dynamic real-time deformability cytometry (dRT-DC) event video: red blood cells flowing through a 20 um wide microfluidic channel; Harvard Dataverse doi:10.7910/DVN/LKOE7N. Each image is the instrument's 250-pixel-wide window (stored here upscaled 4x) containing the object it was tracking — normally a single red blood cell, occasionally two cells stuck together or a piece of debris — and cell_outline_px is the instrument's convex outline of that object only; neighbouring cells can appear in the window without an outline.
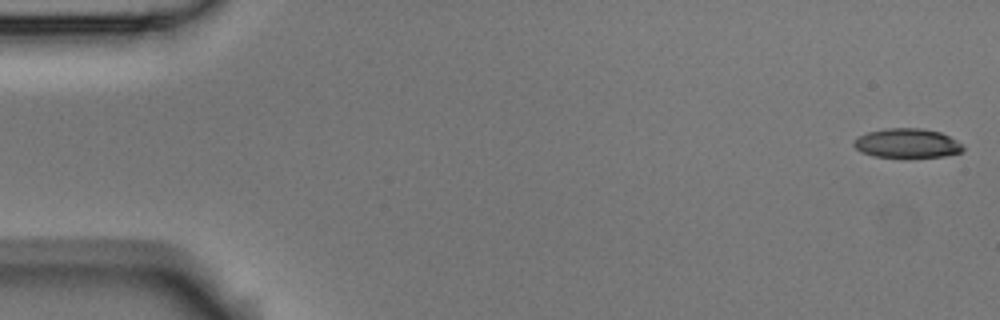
{"species": "Egyptian fruit bat (a non-hibernating species)", "species_latin": "Rousettus aegyptiacus", "temperature_condition": "room temperature", "stored_images_in_passage": 53, "camera_frame_rate_fps": 3000, "um_per_image_px": 0.085, "animal": {"sex": "male"}, "frame": {"image": 1, "passage_image": 1, "time_ms": 0.0, "image_size_px": [1000, 320], "cell_outline_px": [[964, 148], [960, 152], [944, 156], [872, 156], [860, 152], [852, 144], [852, 140], [856, 136], [868, 132], [888, 128], [920, 128], [940, 132], [956, 140]], "centroid_in_image_um": [77.03, 12.16], "position_along_channel_um": 8.0, "area_um2": 18.38}}
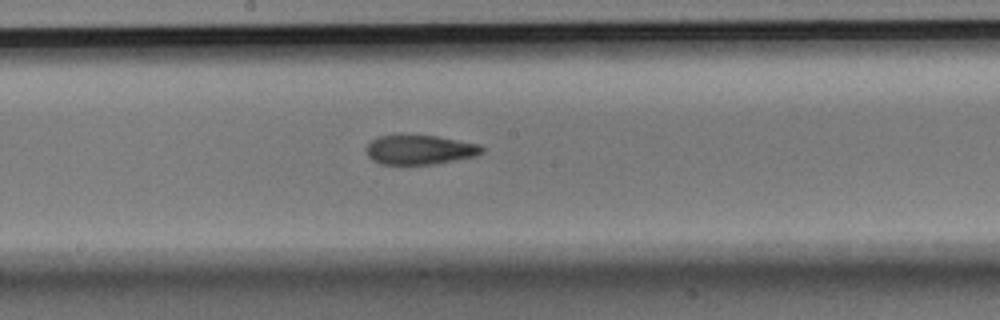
{"frame": {"image": 2, "passage_image": 28, "time_ms": 9.0, "image_size_px": [1000, 320], "cell_outline_px": [[484, 152], [472, 156], [432, 164], [380, 164], [372, 160], [368, 156], [364, 148], [376, 136], [400, 132], [436, 136], [480, 144], [484, 148]], "centroid_in_image_um": [35.58, 12.68], "position_along_channel_um": 212.6, "area_um2": 20.4}}
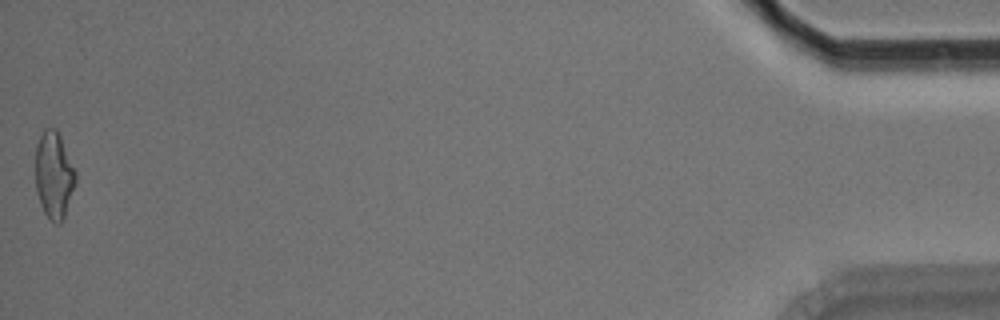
{"frame": {"image": 3, "passage_image": 53, "time_ms": 17.333, "image_size_px": [1000, 320], "cell_outline_px": [[76, 184], [64, 220], [60, 224], [56, 224], [44, 212], [40, 204], [36, 192], [36, 144], [44, 128], [56, 128], [60, 136], [76, 172]], "centroid_in_image_um": [4.59, 14.91], "position_along_channel_um": 430.6, "area_um2": 20.46}, "authors_computed_cell_mechanics": {"area_um2": 20.3456, "velocity_mm_per_s": 3.7879, "shape_relaxation_time_tau1_ms": 8.2751, "shape_relaxation_time_tau2_ms": 2.7488, "deformation_change_tau1": 0.2327, "deformation_change_tau2": 0.1136}}